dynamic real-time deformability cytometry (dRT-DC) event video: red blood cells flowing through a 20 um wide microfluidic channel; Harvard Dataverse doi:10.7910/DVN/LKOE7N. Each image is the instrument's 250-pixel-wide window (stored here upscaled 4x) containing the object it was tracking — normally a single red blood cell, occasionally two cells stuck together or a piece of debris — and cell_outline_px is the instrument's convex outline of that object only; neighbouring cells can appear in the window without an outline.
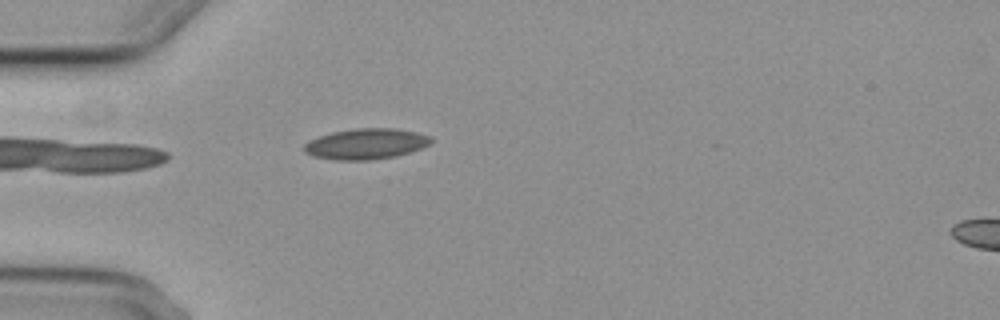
{"species": "common noctule bat (a hibernating species)", "species_latin": "Nyctalus noctula", "temperature_condition": "cold", "stored_images_in_passage": 6, "segment_of_instrument_passage": [1, 2], "camera_frame_rate_fps": 3000, "um_per_image_px": 0.085, "animal": {"sex": "female", "body_mass_g": 29.2, "forearm_length_mm": 56.3}, "frame": {"image": 1, "passage_image": 5, "time_ms": 4.667, "image_size_px": [1000, 320], "cell_outline_px": [[432, 140], [428, 144], [420, 148], [396, 156], [372, 160], [336, 160], [312, 156], [304, 152], [304, 144], [308, 140], [332, 132], [356, 128], [396, 128], [416, 132], [428, 136]], "centroid_in_image_um": [31.06, 12.23], "position_along_channel_um": 53.9, "area_um2": 22.6}}